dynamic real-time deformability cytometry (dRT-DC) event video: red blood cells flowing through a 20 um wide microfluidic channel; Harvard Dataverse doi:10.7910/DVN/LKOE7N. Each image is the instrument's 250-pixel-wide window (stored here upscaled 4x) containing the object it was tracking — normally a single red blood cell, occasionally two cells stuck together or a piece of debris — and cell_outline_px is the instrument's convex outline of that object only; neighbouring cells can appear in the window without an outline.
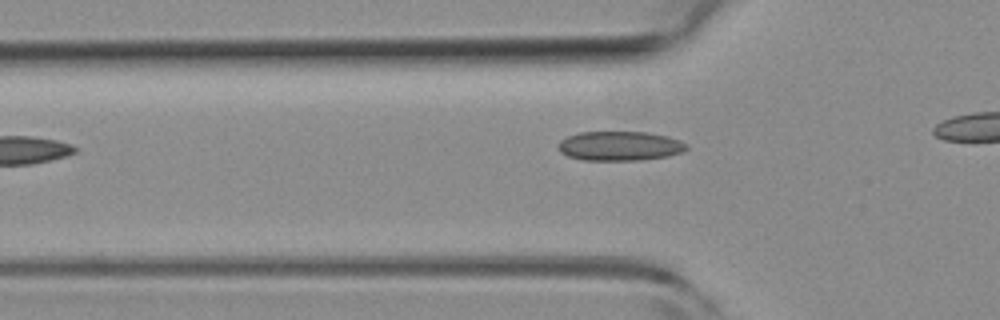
{"species": "common noctule bat (a hibernating species)", "species_latin": "Nyctalus noctula", "temperature_condition": "room temperature", "stored_images_in_passage": 6, "camera_frame_rate_fps": 3000, "um_per_image_px": 0.085, "animal": {"sex": "female", "body_mass_g": 19.3, "forearm_length_mm": 54.1}, "frame": {"image": 1, "passage_image": 4, "time_ms": 1.0, "image_size_px": [1000, 320], "cell_outline_px": [[688, 148], [684, 152], [668, 156], [640, 160], [584, 160], [568, 156], [560, 152], [560, 140], [568, 136], [580, 132], [648, 132], [668, 136], [680, 140], [688, 144]], "centroid_in_image_um": [52.74, 12.4], "position_along_channel_um": 73.1, "area_um2": 22.02}}
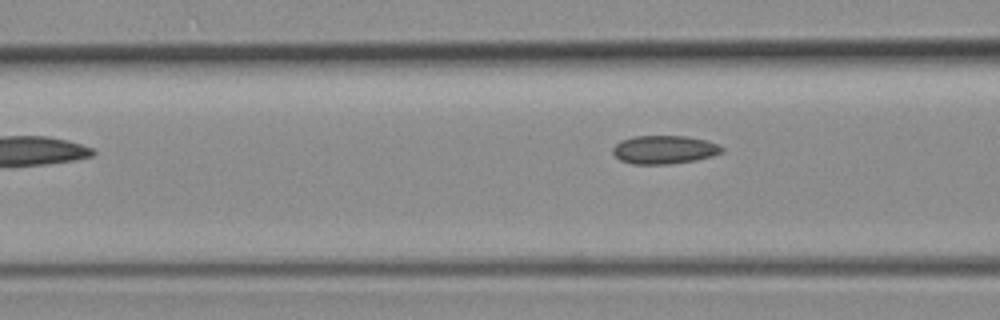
{"frame": {"image": 2, "passage_image": 6, "time_ms": 1.667, "image_size_px": [1000, 320], "cell_outline_px": [[724, 152], [712, 156], [696, 160], [668, 164], [632, 164], [620, 160], [612, 152], [612, 148], [620, 140], [632, 136], [688, 136], [708, 140], [720, 144], [724, 148]], "centroid_in_image_um": [56.49, 12.71], "position_along_channel_um": 110.1, "area_um2": 18.32}}